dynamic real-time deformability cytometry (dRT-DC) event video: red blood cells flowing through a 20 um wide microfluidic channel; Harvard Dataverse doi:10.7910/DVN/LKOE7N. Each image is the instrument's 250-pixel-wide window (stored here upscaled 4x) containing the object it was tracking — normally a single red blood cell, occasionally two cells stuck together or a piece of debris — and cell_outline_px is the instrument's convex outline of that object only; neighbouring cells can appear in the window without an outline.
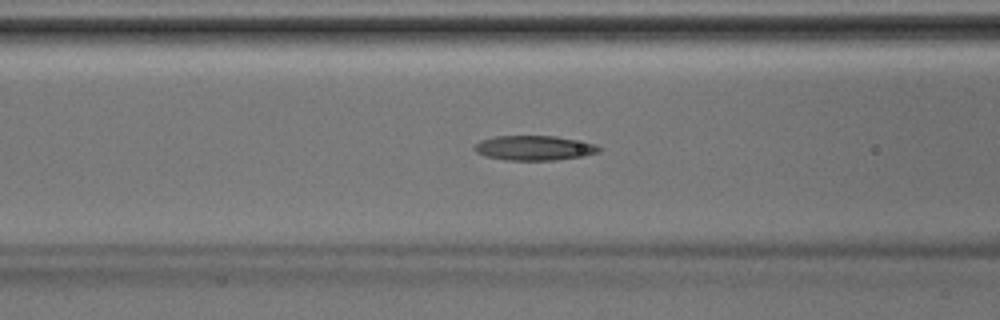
{"species": "Egyptian fruit bat (a non-hibernating species)", "species_latin": "Rousettus aegyptiacus", "temperature_condition": "room temperature", "stored_images_in_passage": 43, "segment_of_instrument_passage": [1, 2], "camera_frame_rate_fps": 3000, "um_per_image_px": 0.085, "animal": {"sex": "male"}, "frame": {"image": 1, "passage_image": 17, "time_ms": 5.333, "image_size_px": [1000, 320], "cell_outline_px": [[600, 152], [584, 156], [556, 160], [504, 160], [484, 156], [476, 152], [472, 148], [480, 140], [496, 136], [556, 136], [596, 144], [600, 148]], "centroid_in_image_um": [45.39, 12.58], "position_along_channel_um": 121.2, "area_um2": 18.03}}
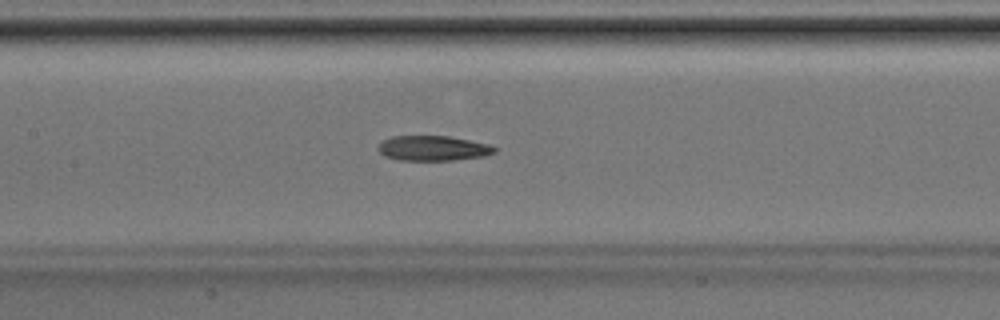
{"frame": {"image": 2, "passage_image": 20, "time_ms": 6.333, "image_size_px": [1000, 320], "cell_outline_px": [[496, 152], [484, 156], [452, 160], [400, 160], [384, 156], [376, 148], [384, 140], [392, 136], [448, 136], [488, 144], [496, 148]], "centroid_in_image_um": [36.79, 12.6], "position_along_channel_um": 170.6, "area_um2": 16.82}}
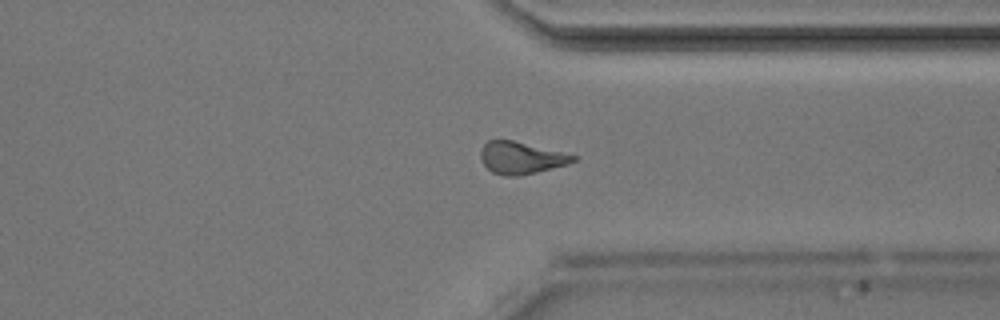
{"frame": {"image": 3, "passage_image": 32, "time_ms": 10.333, "image_size_px": [1000, 320], "cell_outline_px": [[576, 160], [568, 164], [520, 176], [504, 176], [492, 172], [484, 164], [480, 156], [480, 152], [484, 144], [488, 140], [512, 140], [576, 156]], "centroid_in_image_um": [44.25, 13.43], "position_along_channel_um": 367.1, "area_um2": 16.99}}